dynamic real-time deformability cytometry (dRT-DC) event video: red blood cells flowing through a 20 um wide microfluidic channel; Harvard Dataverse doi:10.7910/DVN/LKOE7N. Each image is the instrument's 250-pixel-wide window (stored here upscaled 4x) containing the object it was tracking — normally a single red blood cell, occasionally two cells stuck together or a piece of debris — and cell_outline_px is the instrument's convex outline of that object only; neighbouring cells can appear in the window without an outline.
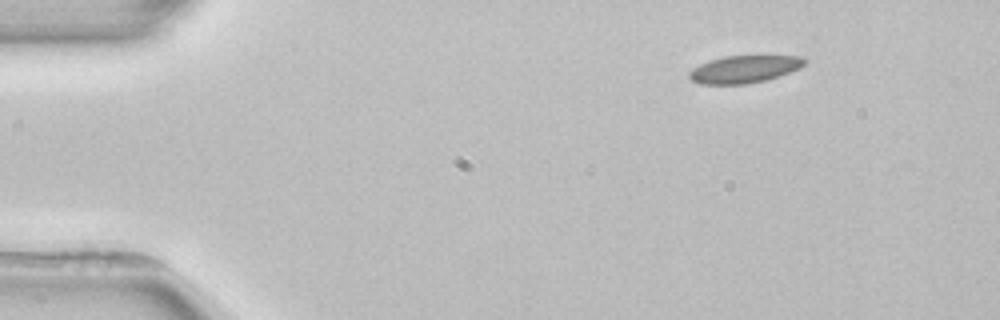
{"species": "common noctule bat (a hibernating species)", "species_latin": "Nyctalus noctula", "temperature_condition": "room temperature", "stored_images_in_passage": 3, "camera_frame_rate_fps": 3000, "um_per_image_px": 0.085, "animal": {"sex": "female", "body_mass_g": 22.7, "forearm_length_mm": 54.2}, "frame": {"image": 1, "passage_image": 1, "time_ms": 0.0, "image_size_px": [1000, 320], "cell_outline_px": [[804, 64], [800, 68], [764, 80], [748, 84], [700, 84], [692, 80], [688, 76], [688, 72], [692, 68], [700, 64], [724, 56], [804, 56]], "centroid_in_image_um": [63.22, 5.88], "position_along_channel_um": 21.8, "area_um2": 18.15}}
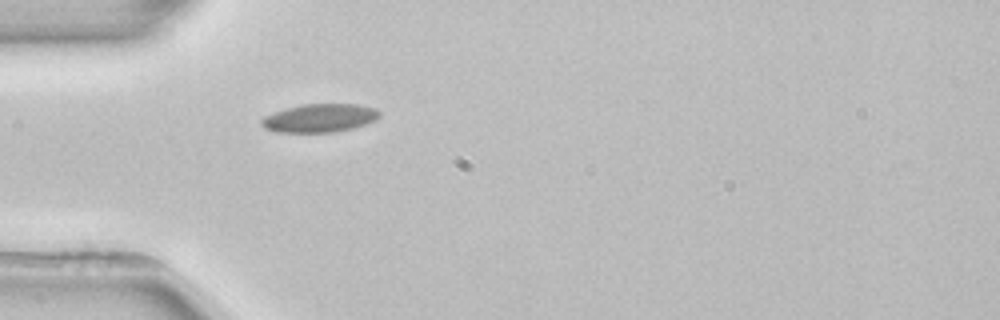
{"frame": {"image": 2, "passage_image": 3, "time_ms": 3.0, "image_size_px": [1000, 320], "cell_outline_px": [[380, 116], [376, 120], [352, 128], [336, 132], [276, 132], [264, 128], [260, 124], [260, 120], [264, 116], [284, 108], [304, 104], [356, 104], [376, 108], [380, 112]], "centroid_in_image_um": [27.15, 10.03], "position_along_channel_um": 57.9, "area_um2": 19.59}}